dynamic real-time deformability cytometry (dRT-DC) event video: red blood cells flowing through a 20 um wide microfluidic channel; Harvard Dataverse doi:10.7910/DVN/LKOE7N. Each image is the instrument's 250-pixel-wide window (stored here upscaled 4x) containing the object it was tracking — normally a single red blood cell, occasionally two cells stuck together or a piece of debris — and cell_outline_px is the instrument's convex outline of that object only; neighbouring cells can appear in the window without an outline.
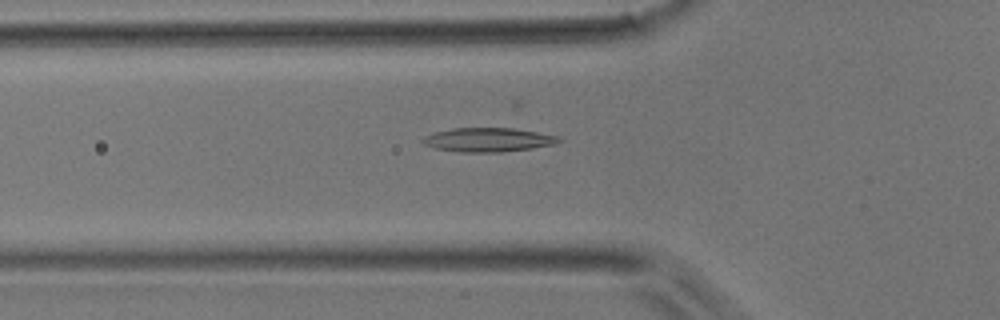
{"species": "common noctule bat (a hibernating species)", "species_latin": "Nyctalus noctula", "temperature_condition": "room temperature", "stored_images_in_passage": 40, "camera_frame_rate_fps": 3000, "um_per_image_px": 0.085, "animal": {"sex": "male", "body_mass_g": 17.9}, "frame": {"image": 1, "passage_image": 16, "time_ms": 5.0, "image_size_px": [1000, 320], "cell_outline_px": [[564, 140], [556, 144], [532, 148], [500, 152], [460, 152], [436, 148], [424, 144], [420, 140], [424, 136], [436, 132], [452, 128], [512, 128], [560, 136]], "centroid_in_image_um": [41.52, 11.88], "position_along_channel_um": 84.3, "area_um2": 19.02}}
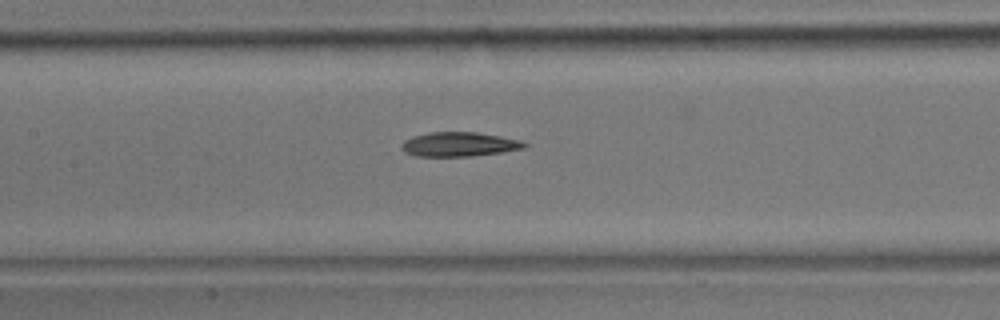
{"frame": {"image": 2, "passage_image": 22, "time_ms": 7.0, "image_size_px": [1000, 320], "cell_outline_px": [[528, 144], [524, 148], [500, 152], [472, 156], [416, 156], [404, 152], [400, 148], [404, 140], [412, 136], [428, 132], [476, 132], [500, 136], [520, 140]], "centroid_in_image_um": [38.99, 12.26], "position_along_channel_um": 168.4, "area_um2": 17.4}}
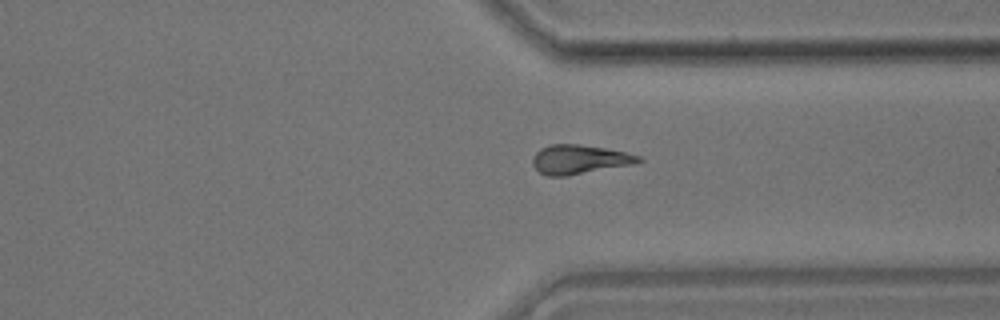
{"frame": {"image": 3, "passage_image": 36, "time_ms": 11.667, "image_size_px": [1000, 320], "cell_outline_px": [[644, 160], [632, 164], [564, 176], [544, 176], [532, 164], [532, 156], [540, 148], [552, 144], [580, 144], [604, 148], [624, 152], [640, 156]], "centroid_in_image_um": [49.19, 13.54], "position_along_channel_um": 362.2, "area_um2": 17.8}}